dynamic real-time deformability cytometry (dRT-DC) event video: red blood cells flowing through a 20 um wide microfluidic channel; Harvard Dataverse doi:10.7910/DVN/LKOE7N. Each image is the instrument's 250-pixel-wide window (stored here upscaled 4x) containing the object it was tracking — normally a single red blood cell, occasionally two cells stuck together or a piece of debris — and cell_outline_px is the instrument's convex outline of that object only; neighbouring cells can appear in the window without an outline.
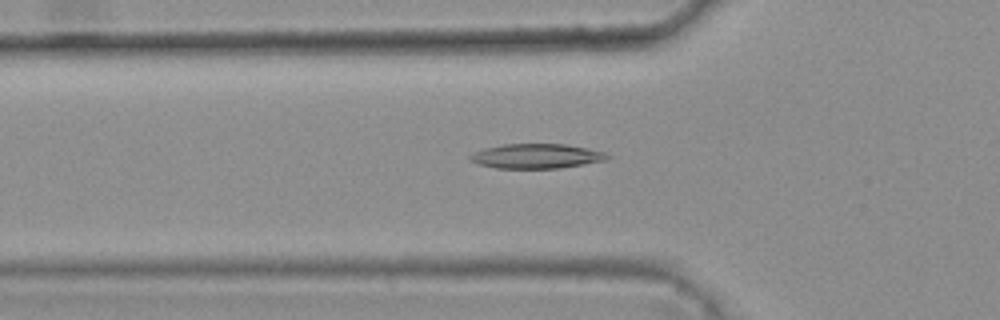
{"species": "common noctule bat (a hibernating species)", "species_latin": "Nyctalus noctula", "temperature_condition": "warm", "stored_images_in_passage": 26, "camera_frame_rate_fps": 3000, "um_per_image_px": 0.085, "animal": {"sex": "female", "body_mass_g": 25.1}, "frame": {"image": 1, "passage_image": 2, "time_ms": 0.333, "image_size_px": [1000, 320], "cell_outline_px": [[612, 156], [608, 160], [560, 168], [496, 168], [476, 164], [468, 160], [468, 156], [484, 148], [504, 144], [564, 144], [588, 148], [604, 152]], "centroid_in_image_um": [45.6, 13.27], "position_along_channel_um": 80.2, "area_um2": 19.83}}
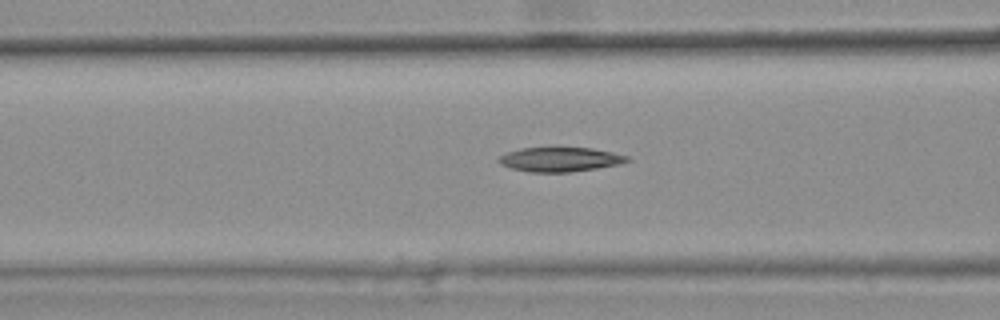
{"frame": {"image": 2, "passage_image": 5, "time_ms": 1.333, "image_size_px": [1000, 320], "cell_outline_px": [[632, 160], [620, 164], [572, 172], [528, 172], [512, 168], [500, 164], [496, 160], [500, 156], [508, 152], [524, 148], [552, 144], [592, 148], [612, 152], [628, 156]], "centroid_in_image_um": [47.6, 13.5], "position_along_channel_um": 119.0, "area_um2": 19.13}}
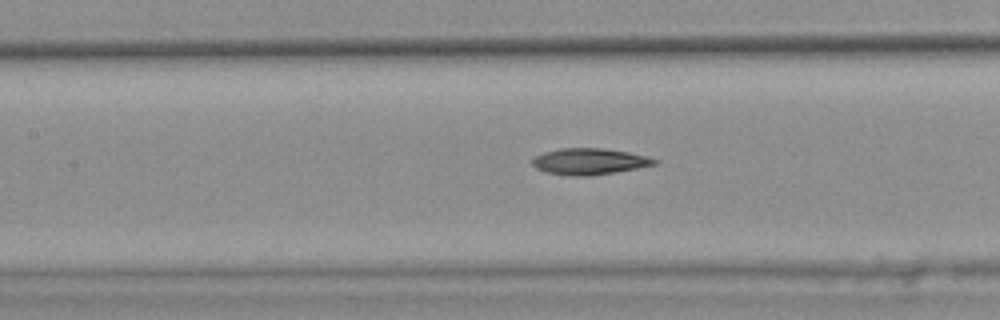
{"frame": {"image": 3, "passage_image": 8, "time_ms": 2.333, "image_size_px": [1000, 320], "cell_outline_px": [[660, 160], [656, 164], [616, 172], [592, 176], [568, 176], [544, 172], [536, 168], [532, 164], [532, 160], [536, 156], [544, 152], [560, 148], [604, 148], [628, 152], [648, 156]], "centroid_in_image_um": [50.1, 13.73], "position_along_channel_um": 157.3, "area_um2": 18.9}}